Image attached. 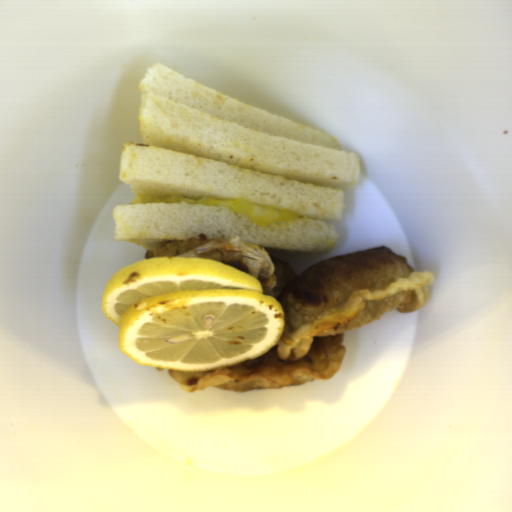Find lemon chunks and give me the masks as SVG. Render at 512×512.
<instances>
[{
    "label": "lemon chunks",
    "mask_w": 512,
    "mask_h": 512,
    "mask_svg": "<svg viewBox=\"0 0 512 512\" xmlns=\"http://www.w3.org/2000/svg\"><path fill=\"white\" fill-rule=\"evenodd\" d=\"M102 310L124 355L181 372L215 370L264 355L285 324L260 281L218 260L162 256L108 278Z\"/></svg>",
    "instance_id": "1"
}]
</instances>
